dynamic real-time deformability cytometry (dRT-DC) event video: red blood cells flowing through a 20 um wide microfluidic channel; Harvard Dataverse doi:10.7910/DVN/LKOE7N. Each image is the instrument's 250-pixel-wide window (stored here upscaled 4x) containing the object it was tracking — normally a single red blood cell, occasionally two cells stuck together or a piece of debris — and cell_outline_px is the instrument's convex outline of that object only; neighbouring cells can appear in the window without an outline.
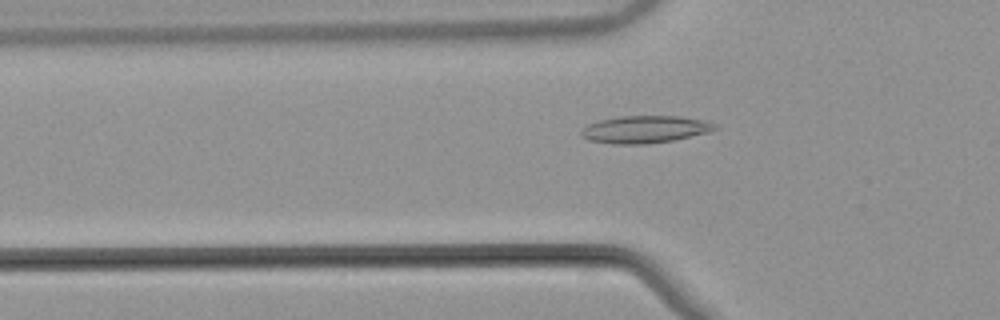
{"species": "common noctule bat (a hibernating species)", "species_latin": "Nyctalus noctula", "temperature_condition": "warm", "stored_images_in_passage": 48, "camera_frame_rate_fps": 3000, "um_per_image_px": 0.085, "animal": {"sex": "male", "body_mass_g": 21.5, "forearm_length_mm": 52.0}, "frame": {"image": 1, "passage_image": 15, "time_ms": 4.667, "image_size_px": [1000, 320], "cell_outline_px": [[716, 128], [708, 132], [672, 140], [644, 144], [612, 144], [588, 140], [580, 136], [580, 128], [588, 124], [600, 120], [620, 116], [680, 116], [708, 120], [716, 124]], "centroid_in_image_um": [54.78, 10.99], "position_along_channel_um": 71.0, "area_um2": 21.39}}
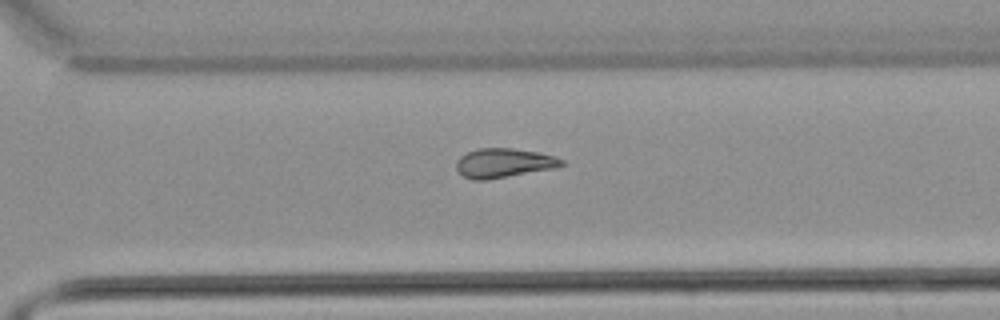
{"frame": {"image": 2, "passage_image": 35, "time_ms": 11.333, "image_size_px": [1000, 320], "cell_outline_px": [[568, 164], [556, 168], [488, 180], [472, 180], [464, 176], [456, 168], [456, 160], [460, 156], [476, 148], [512, 148], [536, 152], [556, 156], [564, 160]], "centroid_in_image_um": [42.85, 13.86], "position_along_channel_um": 327.7, "area_um2": 18.21}}
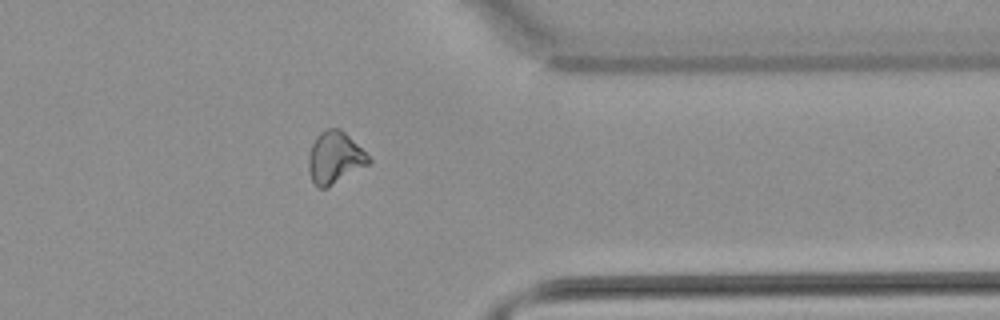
{"frame": {"image": 3, "passage_image": 40, "time_ms": 13.0, "image_size_px": [1000, 320], "cell_outline_px": [[372, 160], [368, 164], [328, 188], [320, 188], [312, 180], [308, 168], [308, 160], [312, 144], [316, 136], [324, 128], [340, 128]], "centroid_in_image_um": [28.43, 13.4], "position_along_channel_um": 383.0, "area_um2": 17.92}, "authors_computed_cell_mechanics": {"area_um2": 18.2937, "velocity_mm_per_s": 3.8472, "shape_relaxation_time_tau1_ms": null, "shape_relaxation_time_tau2_ms": 5.7556, "deformation_change_tau1": null, "deformation_change_tau2": 0.1369}}